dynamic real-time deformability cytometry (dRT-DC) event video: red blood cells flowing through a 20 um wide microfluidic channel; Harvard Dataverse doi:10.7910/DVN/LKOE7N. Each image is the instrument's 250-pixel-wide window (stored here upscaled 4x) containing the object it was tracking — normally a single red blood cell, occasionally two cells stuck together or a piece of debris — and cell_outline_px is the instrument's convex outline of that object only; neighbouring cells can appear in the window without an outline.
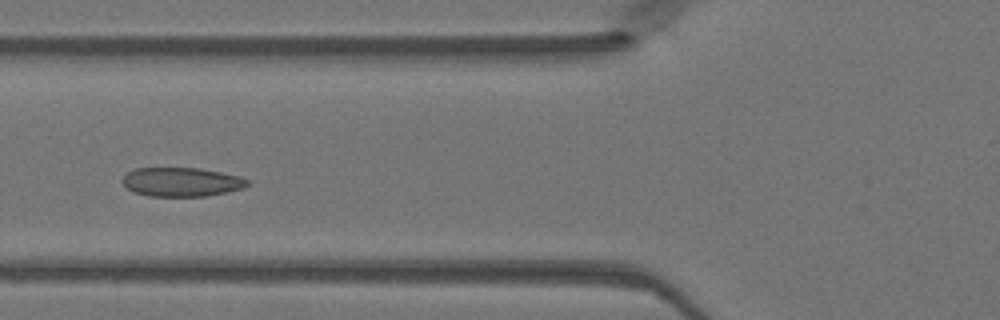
{"species": "Egyptian fruit bat (a non-hibernating species)", "species_latin": "Rousettus aegyptiacus", "temperature_condition": "warm", "stored_images_in_passage": 44, "camera_frame_rate_fps": 3000, "um_per_image_px": 0.085, "animal": {"sex": "female"}, "frame": {"image": 1, "passage_image": 14, "time_ms": 4.333, "image_size_px": [1000, 320], "cell_outline_px": [[252, 180], [244, 188], [208, 196], [148, 196], [136, 192], [128, 188], [120, 180], [128, 172], [136, 168], [200, 168], [240, 176]], "centroid_in_image_um": [15.47, 15.46], "position_along_channel_um": 110.3, "area_um2": 21.15}}
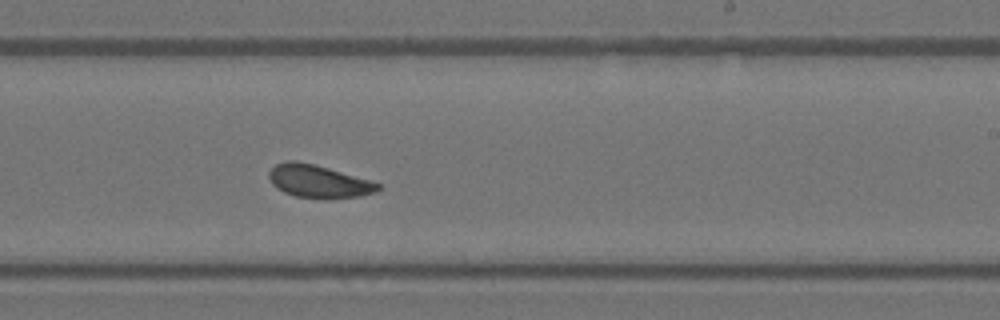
{"frame": {"image": 2, "passage_image": 25, "time_ms": 8.0, "image_size_px": [1000, 320], "cell_outline_px": [[380, 188], [376, 192], [360, 196], [328, 200], [296, 196], [284, 192], [276, 188], [272, 184], [268, 176], [268, 172], [276, 164], [288, 160], [296, 160], [328, 168], [372, 180], [380, 184]], "centroid_in_image_um": [27.08, 15.43], "position_along_channel_um": 261.9, "area_um2": 21.1}}
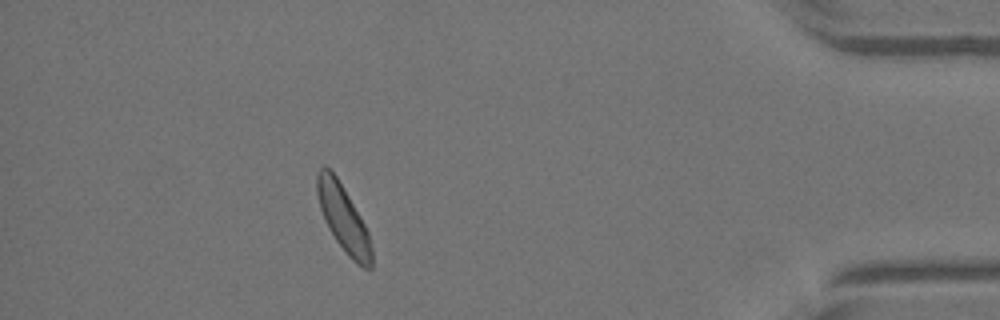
{"frame": {"image": 3, "passage_image": 39, "time_ms": 12.667, "image_size_px": [1000, 320], "cell_outline_px": [[372, 268], [364, 268], [356, 264], [348, 256], [336, 240], [328, 228], [324, 220], [320, 208], [316, 192], [316, 172], [320, 168], [328, 168], [336, 176], [360, 216], [368, 232], [372, 248]], "centroid_in_image_um": [29.17, 18.59], "position_along_channel_um": 406.0, "area_um2": 20.92}}